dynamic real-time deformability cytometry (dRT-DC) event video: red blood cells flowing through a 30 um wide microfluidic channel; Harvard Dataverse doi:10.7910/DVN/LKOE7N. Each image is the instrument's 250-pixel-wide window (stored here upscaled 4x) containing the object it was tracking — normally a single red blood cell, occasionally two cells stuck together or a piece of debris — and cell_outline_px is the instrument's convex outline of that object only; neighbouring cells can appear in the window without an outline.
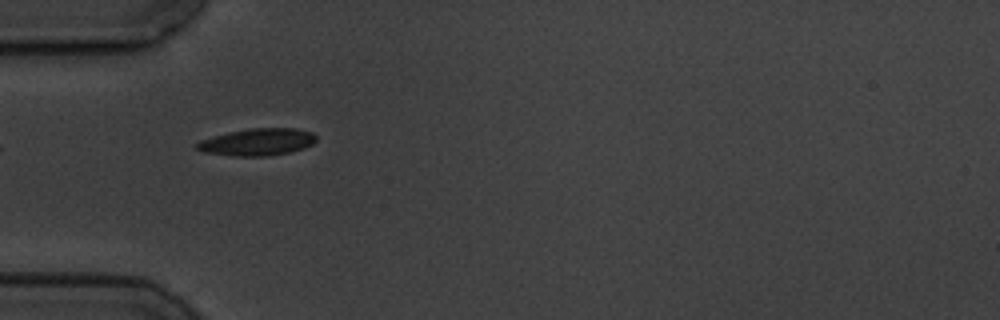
{"species": "common noctule bat (a hibernating species)", "species_latin": "Nyctalus noctula", "temperature_condition": "cold", "stored_images_in_passage": 2, "camera_frame_rate_fps": 3000, "um_per_image_px": 0.085, "animal": {"sex": "male", "body_mass_g": 19.5, "forearm_length_mm": 54.6}, "frame": {"image": 1, "passage_image": 1, "time_ms": 0.0, "image_size_px": [1000, 320], "cell_outline_px": [[316, 140], [312, 144], [304, 148], [288, 152], [268, 156], [236, 156], [204, 152], [196, 148], [196, 144], [200, 140], [212, 136], [228, 132], [252, 128], [296, 128], [312, 132], [316, 136]], "centroid_in_image_um": [21.88, 12.06], "position_along_channel_um": 63.1, "area_um2": 18.79}}
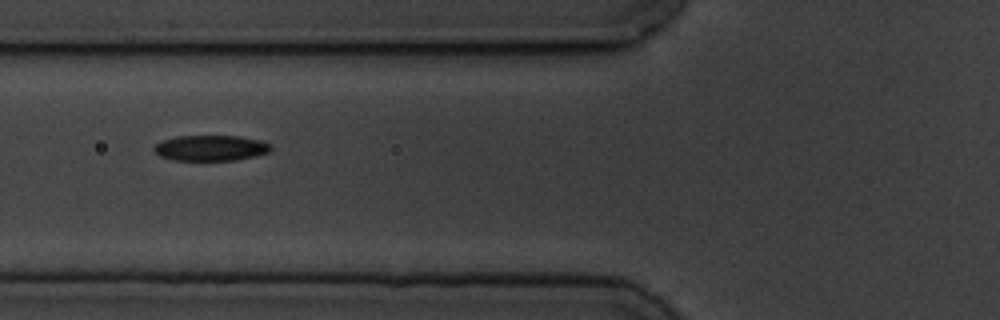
{"frame": {"image": 2, "passage_image": 2, "time_ms": 1.333, "image_size_px": [1000, 320], "cell_outline_px": [[272, 148], [268, 152], [256, 156], [236, 160], [172, 160], [160, 156], [152, 148], [156, 144], [164, 140], [176, 136], [240, 136], [260, 140], [272, 144]], "centroid_in_image_um": [17.94, 12.58], "position_along_channel_um": 107.9, "area_um2": 17.46}}